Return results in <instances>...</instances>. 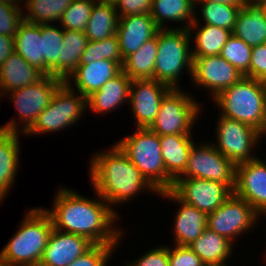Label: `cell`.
Segmentation results:
<instances>
[{
	"label": "cell",
	"mask_w": 266,
	"mask_h": 266,
	"mask_svg": "<svg viewBox=\"0 0 266 266\" xmlns=\"http://www.w3.org/2000/svg\"><path fill=\"white\" fill-rule=\"evenodd\" d=\"M196 102L180 88L171 89L164 96L158 114L148 128L159 136L192 135L191 129L198 120L201 108Z\"/></svg>",
	"instance_id": "8"
},
{
	"label": "cell",
	"mask_w": 266,
	"mask_h": 266,
	"mask_svg": "<svg viewBox=\"0 0 266 266\" xmlns=\"http://www.w3.org/2000/svg\"><path fill=\"white\" fill-rule=\"evenodd\" d=\"M44 76L42 71L30 65L15 51L0 65V86L4 96L6 92L35 84Z\"/></svg>",
	"instance_id": "23"
},
{
	"label": "cell",
	"mask_w": 266,
	"mask_h": 266,
	"mask_svg": "<svg viewBox=\"0 0 266 266\" xmlns=\"http://www.w3.org/2000/svg\"><path fill=\"white\" fill-rule=\"evenodd\" d=\"M232 34L252 47L265 44L266 21L262 7L245 3L238 12Z\"/></svg>",
	"instance_id": "26"
},
{
	"label": "cell",
	"mask_w": 266,
	"mask_h": 266,
	"mask_svg": "<svg viewBox=\"0 0 266 266\" xmlns=\"http://www.w3.org/2000/svg\"><path fill=\"white\" fill-rule=\"evenodd\" d=\"M233 194L266 215V161L256 158L236 165Z\"/></svg>",
	"instance_id": "15"
},
{
	"label": "cell",
	"mask_w": 266,
	"mask_h": 266,
	"mask_svg": "<svg viewBox=\"0 0 266 266\" xmlns=\"http://www.w3.org/2000/svg\"><path fill=\"white\" fill-rule=\"evenodd\" d=\"M23 11L22 8L0 3V34L14 37L23 21Z\"/></svg>",
	"instance_id": "40"
},
{
	"label": "cell",
	"mask_w": 266,
	"mask_h": 266,
	"mask_svg": "<svg viewBox=\"0 0 266 266\" xmlns=\"http://www.w3.org/2000/svg\"><path fill=\"white\" fill-rule=\"evenodd\" d=\"M136 128L116 144L158 193L171 190L175 181L166 172L159 135L149 128Z\"/></svg>",
	"instance_id": "4"
},
{
	"label": "cell",
	"mask_w": 266,
	"mask_h": 266,
	"mask_svg": "<svg viewBox=\"0 0 266 266\" xmlns=\"http://www.w3.org/2000/svg\"><path fill=\"white\" fill-rule=\"evenodd\" d=\"M244 75L222 56L193 57L191 80L210 90L214 99L224 89L237 83Z\"/></svg>",
	"instance_id": "14"
},
{
	"label": "cell",
	"mask_w": 266,
	"mask_h": 266,
	"mask_svg": "<svg viewBox=\"0 0 266 266\" xmlns=\"http://www.w3.org/2000/svg\"><path fill=\"white\" fill-rule=\"evenodd\" d=\"M98 1L113 2L114 0H98Z\"/></svg>",
	"instance_id": "52"
},
{
	"label": "cell",
	"mask_w": 266,
	"mask_h": 266,
	"mask_svg": "<svg viewBox=\"0 0 266 266\" xmlns=\"http://www.w3.org/2000/svg\"><path fill=\"white\" fill-rule=\"evenodd\" d=\"M14 37L0 34V65L14 52Z\"/></svg>",
	"instance_id": "45"
},
{
	"label": "cell",
	"mask_w": 266,
	"mask_h": 266,
	"mask_svg": "<svg viewBox=\"0 0 266 266\" xmlns=\"http://www.w3.org/2000/svg\"><path fill=\"white\" fill-rule=\"evenodd\" d=\"M198 146V147H197ZM193 144L189 154L187 167L179 178H198L226 184L232 191L235 187L236 166L214 145Z\"/></svg>",
	"instance_id": "10"
},
{
	"label": "cell",
	"mask_w": 266,
	"mask_h": 266,
	"mask_svg": "<svg viewBox=\"0 0 266 266\" xmlns=\"http://www.w3.org/2000/svg\"><path fill=\"white\" fill-rule=\"evenodd\" d=\"M97 0H72L59 20L62 29L84 32Z\"/></svg>",
	"instance_id": "38"
},
{
	"label": "cell",
	"mask_w": 266,
	"mask_h": 266,
	"mask_svg": "<svg viewBox=\"0 0 266 266\" xmlns=\"http://www.w3.org/2000/svg\"><path fill=\"white\" fill-rule=\"evenodd\" d=\"M171 89L154 79L132 80L129 105L137 127L148 128L153 123L164 96Z\"/></svg>",
	"instance_id": "16"
},
{
	"label": "cell",
	"mask_w": 266,
	"mask_h": 266,
	"mask_svg": "<svg viewBox=\"0 0 266 266\" xmlns=\"http://www.w3.org/2000/svg\"><path fill=\"white\" fill-rule=\"evenodd\" d=\"M90 163L93 189L110 207L132 200L146 188L159 194L117 144L108 151L96 152Z\"/></svg>",
	"instance_id": "2"
},
{
	"label": "cell",
	"mask_w": 266,
	"mask_h": 266,
	"mask_svg": "<svg viewBox=\"0 0 266 266\" xmlns=\"http://www.w3.org/2000/svg\"><path fill=\"white\" fill-rule=\"evenodd\" d=\"M260 214L245 200L231 194L215 211L207 214V228L229 239L248 232Z\"/></svg>",
	"instance_id": "11"
},
{
	"label": "cell",
	"mask_w": 266,
	"mask_h": 266,
	"mask_svg": "<svg viewBox=\"0 0 266 266\" xmlns=\"http://www.w3.org/2000/svg\"><path fill=\"white\" fill-rule=\"evenodd\" d=\"M0 266H12L0 256Z\"/></svg>",
	"instance_id": "50"
},
{
	"label": "cell",
	"mask_w": 266,
	"mask_h": 266,
	"mask_svg": "<svg viewBox=\"0 0 266 266\" xmlns=\"http://www.w3.org/2000/svg\"><path fill=\"white\" fill-rule=\"evenodd\" d=\"M260 6L262 7L263 9V13H264V18H265V21H266V2L260 4Z\"/></svg>",
	"instance_id": "51"
},
{
	"label": "cell",
	"mask_w": 266,
	"mask_h": 266,
	"mask_svg": "<svg viewBox=\"0 0 266 266\" xmlns=\"http://www.w3.org/2000/svg\"><path fill=\"white\" fill-rule=\"evenodd\" d=\"M192 35L188 29L179 28V26L158 30L154 80H158L172 89H178L180 88L178 81H180L183 69L187 68L192 76L193 56L190 47L193 41Z\"/></svg>",
	"instance_id": "6"
},
{
	"label": "cell",
	"mask_w": 266,
	"mask_h": 266,
	"mask_svg": "<svg viewBox=\"0 0 266 266\" xmlns=\"http://www.w3.org/2000/svg\"><path fill=\"white\" fill-rule=\"evenodd\" d=\"M158 51V32L136 52L124 59L122 71L132 80L154 79V65Z\"/></svg>",
	"instance_id": "30"
},
{
	"label": "cell",
	"mask_w": 266,
	"mask_h": 266,
	"mask_svg": "<svg viewBox=\"0 0 266 266\" xmlns=\"http://www.w3.org/2000/svg\"><path fill=\"white\" fill-rule=\"evenodd\" d=\"M63 82L64 80L61 78L45 75L35 84L6 93L13 101L20 122L23 124V129L20 131L22 134L34 124L38 115L45 110L57 88Z\"/></svg>",
	"instance_id": "12"
},
{
	"label": "cell",
	"mask_w": 266,
	"mask_h": 266,
	"mask_svg": "<svg viewBox=\"0 0 266 266\" xmlns=\"http://www.w3.org/2000/svg\"><path fill=\"white\" fill-rule=\"evenodd\" d=\"M72 0H25L28 10L23 20L34 24H52L59 21Z\"/></svg>",
	"instance_id": "33"
},
{
	"label": "cell",
	"mask_w": 266,
	"mask_h": 266,
	"mask_svg": "<svg viewBox=\"0 0 266 266\" xmlns=\"http://www.w3.org/2000/svg\"><path fill=\"white\" fill-rule=\"evenodd\" d=\"M216 130L217 144L214 143V147L235 166L257 158L251 152L261 140L256 128L220 115Z\"/></svg>",
	"instance_id": "9"
},
{
	"label": "cell",
	"mask_w": 266,
	"mask_h": 266,
	"mask_svg": "<svg viewBox=\"0 0 266 266\" xmlns=\"http://www.w3.org/2000/svg\"><path fill=\"white\" fill-rule=\"evenodd\" d=\"M131 83L132 79L121 71L87 98V107L96 114H104L117 109L123 102L129 104Z\"/></svg>",
	"instance_id": "22"
},
{
	"label": "cell",
	"mask_w": 266,
	"mask_h": 266,
	"mask_svg": "<svg viewBox=\"0 0 266 266\" xmlns=\"http://www.w3.org/2000/svg\"><path fill=\"white\" fill-rule=\"evenodd\" d=\"M127 266H169L168 246L164 245L149 250L138 261L135 260L130 264L128 262Z\"/></svg>",
	"instance_id": "44"
},
{
	"label": "cell",
	"mask_w": 266,
	"mask_h": 266,
	"mask_svg": "<svg viewBox=\"0 0 266 266\" xmlns=\"http://www.w3.org/2000/svg\"><path fill=\"white\" fill-rule=\"evenodd\" d=\"M55 194L54 207L44 209L49 215L53 228L62 232L81 235L94 244L117 245L121 239V229L113 226L118 218L117 211L111 208L97 193L96 200L89 199L61 187Z\"/></svg>",
	"instance_id": "1"
},
{
	"label": "cell",
	"mask_w": 266,
	"mask_h": 266,
	"mask_svg": "<svg viewBox=\"0 0 266 266\" xmlns=\"http://www.w3.org/2000/svg\"><path fill=\"white\" fill-rule=\"evenodd\" d=\"M220 115L249 124L258 131L266 114V82L243 76L214 99Z\"/></svg>",
	"instance_id": "5"
},
{
	"label": "cell",
	"mask_w": 266,
	"mask_h": 266,
	"mask_svg": "<svg viewBox=\"0 0 266 266\" xmlns=\"http://www.w3.org/2000/svg\"><path fill=\"white\" fill-rule=\"evenodd\" d=\"M193 135L159 136L161 155L167 174L176 181L185 171L189 154L193 146Z\"/></svg>",
	"instance_id": "25"
},
{
	"label": "cell",
	"mask_w": 266,
	"mask_h": 266,
	"mask_svg": "<svg viewBox=\"0 0 266 266\" xmlns=\"http://www.w3.org/2000/svg\"><path fill=\"white\" fill-rule=\"evenodd\" d=\"M88 41L84 32L63 29V44L58 56V78L65 81L77 68Z\"/></svg>",
	"instance_id": "31"
},
{
	"label": "cell",
	"mask_w": 266,
	"mask_h": 266,
	"mask_svg": "<svg viewBox=\"0 0 266 266\" xmlns=\"http://www.w3.org/2000/svg\"><path fill=\"white\" fill-rule=\"evenodd\" d=\"M206 266L225 265L232 254L233 242L206 228L203 233L188 245Z\"/></svg>",
	"instance_id": "28"
},
{
	"label": "cell",
	"mask_w": 266,
	"mask_h": 266,
	"mask_svg": "<svg viewBox=\"0 0 266 266\" xmlns=\"http://www.w3.org/2000/svg\"><path fill=\"white\" fill-rule=\"evenodd\" d=\"M17 121L12 118L0 126V202L6 197L19 167V128Z\"/></svg>",
	"instance_id": "19"
},
{
	"label": "cell",
	"mask_w": 266,
	"mask_h": 266,
	"mask_svg": "<svg viewBox=\"0 0 266 266\" xmlns=\"http://www.w3.org/2000/svg\"><path fill=\"white\" fill-rule=\"evenodd\" d=\"M94 245L84 236L53 228L39 266H67Z\"/></svg>",
	"instance_id": "17"
},
{
	"label": "cell",
	"mask_w": 266,
	"mask_h": 266,
	"mask_svg": "<svg viewBox=\"0 0 266 266\" xmlns=\"http://www.w3.org/2000/svg\"><path fill=\"white\" fill-rule=\"evenodd\" d=\"M105 59L118 62L121 66L124 63L116 34L103 40L88 41L79 65H88L93 61Z\"/></svg>",
	"instance_id": "36"
},
{
	"label": "cell",
	"mask_w": 266,
	"mask_h": 266,
	"mask_svg": "<svg viewBox=\"0 0 266 266\" xmlns=\"http://www.w3.org/2000/svg\"><path fill=\"white\" fill-rule=\"evenodd\" d=\"M41 39L45 58V75L58 77V56H60L63 44V29L52 24H42Z\"/></svg>",
	"instance_id": "35"
},
{
	"label": "cell",
	"mask_w": 266,
	"mask_h": 266,
	"mask_svg": "<svg viewBox=\"0 0 266 266\" xmlns=\"http://www.w3.org/2000/svg\"><path fill=\"white\" fill-rule=\"evenodd\" d=\"M195 11L194 0H153L150 15L159 29H165L166 27H163L165 21L170 20L171 22H185V25L180 28L194 33V30L199 27L198 21L200 20H197Z\"/></svg>",
	"instance_id": "24"
},
{
	"label": "cell",
	"mask_w": 266,
	"mask_h": 266,
	"mask_svg": "<svg viewBox=\"0 0 266 266\" xmlns=\"http://www.w3.org/2000/svg\"><path fill=\"white\" fill-rule=\"evenodd\" d=\"M14 51L45 74L41 25L23 20L14 35Z\"/></svg>",
	"instance_id": "27"
},
{
	"label": "cell",
	"mask_w": 266,
	"mask_h": 266,
	"mask_svg": "<svg viewBox=\"0 0 266 266\" xmlns=\"http://www.w3.org/2000/svg\"><path fill=\"white\" fill-rule=\"evenodd\" d=\"M158 30L150 13L119 16L116 35L123 60L156 36Z\"/></svg>",
	"instance_id": "18"
},
{
	"label": "cell",
	"mask_w": 266,
	"mask_h": 266,
	"mask_svg": "<svg viewBox=\"0 0 266 266\" xmlns=\"http://www.w3.org/2000/svg\"><path fill=\"white\" fill-rule=\"evenodd\" d=\"M252 46L231 35L221 50L220 56L232 64L241 74L249 77Z\"/></svg>",
	"instance_id": "37"
},
{
	"label": "cell",
	"mask_w": 266,
	"mask_h": 266,
	"mask_svg": "<svg viewBox=\"0 0 266 266\" xmlns=\"http://www.w3.org/2000/svg\"><path fill=\"white\" fill-rule=\"evenodd\" d=\"M1 91H2V88H1V86H0V97H1V95L4 96L3 92H1ZM1 93H2V94H1Z\"/></svg>",
	"instance_id": "53"
},
{
	"label": "cell",
	"mask_w": 266,
	"mask_h": 266,
	"mask_svg": "<svg viewBox=\"0 0 266 266\" xmlns=\"http://www.w3.org/2000/svg\"><path fill=\"white\" fill-rule=\"evenodd\" d=\"M121 71L122 66L113 60L93 61L88 65H78L65 82L72 89L75 90L76 88L77 92H80L85 98H88ZM70 79L74 81V88L73 81Z\"/></svg>",
	"instance_id": "20"
},
{
	"label": "cell",
	"mask_w": 266,
	"mask_h": 266,
	"mask_svg": "<svg viewBox=\"0 0 266 266\" xmlns=\"http://www.w3.org/2000/svg\"><path fill=\"white\" fill-rule=\"evenodd\" d=\"M26 213L18 231L0 251V256L12 266H39L53 230L52 221L43 208Z\"/></svg>",
	"instance_id": "3"
},
{
	"label": "cell",
	"mask_w": 266,
	"mask_h": 266,
	"mask_svg": "<svg viewBox=\"0 0 266 266\" xmlns=\"http://www.w3.org/2000/svg\"><path fill=\"white\" fill-rule=\"evenodd\" d=\"M153 0H114L112 3L119 16L150 13Z\"/></svg>",
	"instance_id": "43"
},
{
	"label": "cell",
	"mask_w": 266,
	"mask_h": 266,
	"mask_svg": "<svg viewBox=\"0 0 266 266\" xmlns=\"http://www.w3.org/2000/svg\"><path fill=\"white\" fill-rule=\"evenodd\" d=\"M119 14L112 2L96 1L85 28L89 41H98L116 34Z\"/></svg>",
	"instance_id": "29"
},
{
	"label": "cell",
	"mask_w": 266,
	"mask_h": 266,
	"mask_svg": "<svg viewBox=\"0 0 266 266\" xmlns=\"http://www.w3.org/2000/svg\"><path fill=\"white\" fill-rule=\"evenodd\" d=\"M19 2H25V1H23V0H0V3L6 4V5H11L15 8H21L20 4H22V3H19Z\"/></svg>",
	"instance_id": "47"
},
{
	"label": "cell",
	"mask_w": 266,
	"mask_h": 266,
	"mask_svg": "<svg viewBox=\"0 0 266 266\" xmlns=\"http://www.w3.org/2000/svg\"><path fill=\"white\" fill-rule=\"evenodd\" d=\"M249 77L266 82V43L252 47Z\"/></svg>",
	"instance_id": "42"
},
{
	"label": "cell",
	"mask_w": 266,
	"mask_h": 266,
	"mask_svg": "<svg viewBox=\"0 0 266 266\" xmlns=\"http://www.w3.org/2000/svg\"><path fill=\"white\" fill-rule=\"evenodd\" d=\"M169 266H206L189 246H168Z\"/></svg>",
	"instance_id": "41"
},
{
	"label": "cell",
	"mask_w": 266,
	"mask_h": 266,
	"mask_svg": "<svg viewBox=\"0 0 266 266\" xmlns=\"http://www.w3.org/2000/svg\"><path fill=\"white\" fill-rule=\"evenodd\" d=\"M158 195L179 203L180 208L174 219V245L188 246L207 228V214L184 203L171 190L163 191Z\"/></svg>",
	"instance_id": "21"
},
{
	"label": "cell",
	"mask_w": 266,
	"mask_h": 266,
	"mask_svg": "<svg viewBox=\"0 0 266 266\" xmlns=\"http://www.w3.org/2000/svg\"><path fill=\"white\" fill-rule=\"evenodd\" d=\"M115 246L94 244L88 251L67 266H106Z\"/></svg>",
	"instance_id": "39"
},
{
	"label": "cell",
	"mask_w": 266,
	"mask_h": 266,
	"mask_svg": "<svg viewBox=\"0 0 266 266\" xmlns=\"http://www.w3.org/2000/svg\"><path fill=\"white\" fill-rule=\"evenodd\" d=\"M194 2H217V3H225L234 6H244V0H194Z\"/></svg>",
	"instance_id": "46"
},
{
	"label": "cell",
	"mask_w": 266,
	"mask_h": 266,
	"mask_svg": "<svg viewBox=\"0 0 266 266\" xmlns=\"http://www.w3.org/2000/svg\"><path fill=\"white\" fill-rule=\"evenodd\" d=\"M265 134V135H264ZM263 135V136H262ZM266 136V114L262 128L259 130V138Z\"/></svg>",
	"instance_id": "48"
},
{
	"label": "cell",
	"mask_w": 266,
	"mask_h": 266,
	"mask_svg": "<svg viewBox=\"0 0 266 266\" xmlns=\"http://www.w3.org/2000/svg\"><path fill=\"white\" fill-rule=\"evenodd\" d=\"M171 191L184 203L209 214L233 194L224 183L198 178H178Z\"/></svg>",
	"instance_id": "13"
},
{
	"label": "cell",
	"mask_w": 266,
	"mask_h": 266,
	"mask_svg": "<svg viewBox=\"0 0 266 266\" xmlns=\"http://www.w3.org/2000/svg\"><path fill=\"white\" fill-rule=\"evenodd\" d=\"M245 3H248V4H257V5H260L264 2H266V0H244Z\"/></svg>",
	"instance_id": "49"
},
{
	"label": "cell",
	"mask_w": 266,
	"mask_h": 266,
	"mask_svg": "<svg viewBox=\"0 0 266 266\" xmlns=\"http://www.w3.org/2000/svg\"><path fill=\"white\" fill-rule=\"evenodd\" d=\"M199 29V30H198ZM196 31L193 39L195 42L192 51L193 57H208L220 55L232 32L210 24H204Z\"/></svg>",
	"instance_id": "32"
},
{
	"label": "cell",
	"mask_w": 266,
	"mask_h": 266,
	"mask_svg": "<svg viewBox=\"0 0 266 266\" xmlns=\"http://www.w3.org/2000/svg\"><path fill=\"white\" fill-rule=\"evenodd\" d=\"M195 9L201 8L204 24H210L233 31L238 12L243 6H234L217 2H194ZM199 3V4H198ZM198 5V6H197ZM201 6V7H199Z\"/></svg>",
	"instance_id": "34"
},
{
	"label": "cell",
	"mask_w": 266,
	"mask_h": 266,
	"mask_svg": "<svg viewBox=\"0 0 266 266\" xmlns=\"http://www.w3.org/2000/svg\"><path fill=\"white\" fill-rule=\"evenodd\" d=\"M78 94L64 81L24 135L49 134L77 123L87 108V98L80 92Z\"/></svg>",
	"instance_id": "7"
}]
</instances>
